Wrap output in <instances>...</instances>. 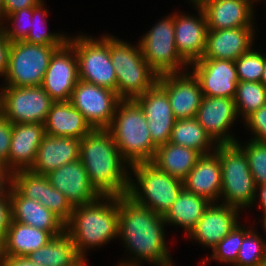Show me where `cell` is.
Wrapping results in <instances>:
<instances>
[{"instance_id": "56", "label": "cell", "mask_w": 266, "mask_h": 266, "mask_svg": "<svg viewBox=\"0 0 266 266\" xmlns=\"http://www.w3.org/2000/svg\"><path fill=\"white\" fill-rule=\"evenodd\" d=\"M255 3H256V5H258V2H259V4H260V1L261 0H253Z\"/></svg>"}, {"instance_id": "21", "label": "cell", "mask_w": 266, "mask_h": 266, "mask_svg": "<svg viewBox=\"0 0 266 266\" xmlns=\"http://www.w3.org/2000/svg\"><path fill=\"white\" fill-rule=\"evenodd\" d=\"M253 0H207L200 7L209 30L258 27Z\"/></svg>"}, {"instance_id": "18", "label": "cell", "mask_w": 266, "mask_h": 266, "mask_svg": "<svg viewBox=\"0 0 266 266\" xmlns=\"http://www.w3.org/2000/svg\"><path fill=\"white\" fill-rule=\"evenodd\" d=\"M157 84L167 93L175 119L195 118L203 94L199 81L189 70L159 75Z\"/></svg>"}, {"instance_id": "52", "label": "cell", "mask_w": 266, "mask_h": 266, "mask_svg": "<svg viewBox=\"0 0 266 266\" xmlns=\"http://www.w3.org/2000/svg\"><path fill=\"white\" fill-rule=\"evenodd\" d=\"M1 80V78H0ZM4 83H2V85H0V114H2V106H3V94H4Z\"/></svg>"}, {"instance_id": "23", "label": "cell", "mask_w": 266, "mask_h": 266, "mask_svg": "<svg viewBox=\"0 0 266 266\" xmlns=\"http://www.w3.org/2000/svg\"><path fill=\"white\" fill-rule=\"evenodd\" d=\"M44 136V124H12L8 170L12 173L19 170H30L35 162L38 147Z\"/></svg>"}, {"instance_id": "49", "label": "cell", "mask_w": 266, "mask_h": 266, "mask_svg": "<svg viewBox=\"0 0 266 266\" xmlns=\"http://www.w3.org/2000/svg\"><path fill=\"white\" fill-rule=\"evenodd\" d=\"M256 205L259 207L257 208ZM252 207L262 210L261 217L266 214V183L256 186L255 199Z\"/></svg>"}, {"instance_id": "44", "label": "cell", "mask_w": 266, "mask_h": 266, "mask_svg": "<svg viewBox=\"0 0 266 266\" xmlns=\"http://www.w3.org/2000/svg\"><path fill=\"white\" fill-rule=\"evenodd\" d=\"M12 220L10 199H0V243L4 240Z\"/></svg>"}, {"instance_id": "46", "label": "cell", "mask_w": 266, "mask_h": 266, "mask_svg": "<svg viewBox=\"0 0 266 266\" xmlns=\"http://www.w3.org/2000/svg\"><path fill=\"white\" fill-rule=\"evenodd\" d=\"M45 0H4L3 20L17 10L36 7Z\"/></svg>"}, {"instance_id": "50", "label": "cell", "mask_w": 266, "mask_h": 266, "mask_svg": "<svg viewBox=\"0 0 266 266\" xmlns=\"http://www.w3.org/2000/svg\"><path fill=\"white\" fill-rule=\"evenodd\" d=\"M261 83L266 87V52L264 51V70L261 78Z\"/></svg>"}, {"instance_id": "33", "label": "cell", "mask_w": 266, "mask_h": 266, "mask_svg": "<svg viewBox=\"0 0 266 266\" xmlns=\"http://www.w3.org/2000/svg\"><path fill=\"white\" fill-rule=\"evenodd\" d=\"M45 3L47 2L43 1L36 7H32L31 29L24 41L30 44L64 45L68 41V34L55 30L50 31L47 20L49 10Z\"/></svg>"}, {"instance_id": "30", "label": "cell", "mask_w": 266, "mask_h": 266, "mask_svg": "<svg viewBox=\"0 0 266 266\" xmlns=\"http://www.w3.org/2000/svg\"><path fill=\"white\" fill-rule=\"evenodd\" d=\"M201 156L195 149L168 142L157 147L151 163L159 170L183 181Z\"/></svg>"}, {"instance_id": "22", "label": "cell", "mask_w": 266, "mask_h": 266, "mask_svg": "<svg viewBox=\"0 0 266 266\" xmlns=\"http://www.w3.org/2000/svg\"><path fill=\"white\" fill-rule=\"evenodd\" d=\"M256 29L258 27L208 30L205 51L201 59L237 60L255 46L258 36Z\"/></svg>"}, {"instance_id": "34", "label": "cell", "mask_w": 266, "mask_h": 266, "mask_svg": "<svg viewBox=\"0 0 266 266\" xmlns=\"http://www.w3.org/2000/svg\"><path fill=\"white\" fill-rule=\"evenodd\" d=\"M246 224L240 223L237 225L226 237H224L210 253L209 257L203 258V265L211 261L220 262V264L233 266L236 263L241 243L244 236L255 226L254 223L251 226H245Z\"/></svg>"}, {"instance_id": "28", "label": "cell", "mask_w": 266, "mask_h": 266, "mask_svg": "<svg viewBox=\"0 0 266 266\" xmlns=\"http://www.w3.org/2000/svg\"><path fill=\"white\" fill-rule=\"evenodd\" d=\"M52 238L48 231L11 220L4 240L0 243V256L26 257Z\"/></svg>"}, {"instance_id": "20", "label": "cell", "mask_w": 266, "mask_h": 266, "mask_svg": "<svg viewBox=\"0 0 266 266\" xmlns=\"http://www.w3.org/2000/svg\"><path fill=\"white\" fill-rule=\"evenodd\" d=\"M135 100L148 120V129L153 144L159 147L168 143L176 119L167 93L156 83L144 94L137 96Z\"/></svg>"}, {"instance_id": "51", "label": "cell", "mask_w": 266, "mask_h": 266, "mask_svg": "<svg viewBox=\"0 0 266 266\" xmlns=\"http://www.w3.org/2000/svg\"><path fill=\"white\" fill-rule=\"evenodd\" d=\"M207 0H185L186 3L192 6H201Z\"/></svg>"}, {"instance_id": "45", "label": "cell", "mask_w": 266, "mask_h": 266, "mask_svg": "<svg viewBox=\"0 0 266 266\" xmlns=\"http://www.w3.org/2000/svg\"><path fill=\"white\" fill-rule=\"evenodd\" d=\"M11 42L0 27V78L3 79L8 69Z\"/></svg>"}, {"instance_id": "43", "label": "cell", "mask_w": 266, "mask_h": 266, "mask_svg": "<svg viewBox=\"0 0 266 266\" xmlns=\"http://www.w3.org/2000/svg\"><path fill=\"white\" fill-rule=\"evenodd\" d=\"M12 123L0 114V165L8 169V155L10 152Z\"/></svg>"}, {"instance_id": "24", "label": "cell", "mask_w": 266, "mask_h": 266, "mask_svg": "<svg viewBox=\"0 0 266 266\" xmlns=\"http://www.w3.org/2000/svg\"><path fill=\"white\" fill-rule=\"evenodd\" d=\"M9 198L13 221L48 231L53 237L65 232V223L40 202L25 198L13 186Z\"/></svg>"}, {"instance_id": "37", "label": "cell", "mask_w": 266, "mask_h": 266, "mask_svg": "<svg viewBox=\"0 0 266 266\" xmlns=\"http://www.w3.org/2000/svg\"><path fill=\"white\" fill-rule=\"evenodd\" d=\"M248 158L249 168L256 186L266 183V142H257L247 138L244 142H235Z\"/></svg>"}, {"instance_id": "26", "label": "cell", "mask_w": 266, "mask_h": 266, "mask_svg": "<svg viewBox=\"0 0 266 266\" xmlns=\"http://www.w3.org/2000/svg\"><path fill=\"white\" fill-rule=\"evenodd\" d=\"M80 142L81 139L75 137H54L45 134L30 170L46 175L67 163L79 160Z\"/></svg>"}, {"instance_id": "15", "label": "cell", "mask_w": 266, "mask_h": 266, "mask_svg": "<svg viewBox=\"0 0 266 266\" xmlns=\"http://www.w3.org/2000/svg\"><path fill=\"white\" fill-rule=\"evenodd\" d=\"M78 81V58L74 48L66 42L52 55L41 87L54 102L69 101Z\"/></svg>"}, {"instance_id": "42", "label": "cell", "mask_w": 266, "mask_h": 266, "mask_svg": "<svg viewBox=\"0 0 266 266\" xmlns=\"http://www.w3.org/2000/svg\"><path fill=\"white\" fill-rule=\"evenodd\" d=\"M250 135L251 140L266 142V105L252 112L241 123Z\"/></svg>"}, {"instance_id": "40", "label": "cell", "mask_w": 266, "mask_h": 266, "mask_svg": "<svg viewBox=\"0 0 266 266\" xmlns=\"http://www.w3.org/2000/svg\"><path fill=\"white\" fill-rule=\"evenodd\" d=\"M39 202L47 209L57 215L66 223L73 211V206L60 191L55 189L49 182L48 177L43 174V193Z\"/></svg>"}, {"instance_id": "13", "label": "cell", "mask_w": 266, "mask_h": 266, "mask_svg": "<svg viewBox=\"0 0 266 266\" xmlns=\"http://www.w3.org/2000/svg\"><path fill=\"white\" fill-rule=\"evenodd\" d=\"M195 119L216 144H233L238 140L231 131L234 123H239L234 99L203 96Z\"/></svg>"}, {"instance_id": "47", "label": "cell", "mask_w": 266, "mask_h": 266, "mask_svg": "<svg viewBox=\"0 0 266 266\" xmlns=\"http://www.w3.org/2000/svg\"><path fill=\"white\" fill-rule=\"evenodd\" d=\"M13 186V173L0 165V199H10L9 194Z\"/></svg>"}, {"instance_id": "48", "label": "cell", "mask_w": 266, "mask_h": 266, "mask_svg": "<svg viewBox=\"0 0 266 266\" xmlns=\"http://www.w3.org/2000/svg\"><path fill=\"white\" fill-rule=\"evenodd\" d=\"M0 266H39L33 263L28 256H0Z\"/></svg>"}, {"instance_id": "19", "label": "cell", "mask_w": 266, "mask_h": 266, "mask_svg": "<svg viewBox=\"0 0 266 266\" xmlns=\"http://www.w3.org/2000/svg\"><path fill=\"white\" fill-rule=\"evenodd\" d=\"M46 176L50 184L64 194L73 207L91 203L101 196L91 184L80 160L67 163Z\"/></svg>"}, {"instance_id": "17", "label": "cell", "mask_w": 266, "mask_h": 266, "mask_svg": "<svg viewBox=\"0 0 266 266\" xmlns=\"http://www.w3.org/2000/svg\"><path fill=\"white\" fill-rule=\"evenodd\" d=\"M192 8L197 14L174 10L176 49L189 65L203 57L209 30L203 9L200 6Z\"/></svg>"}, {"instance_id": "41", "label": "cell", "mask_w": 266, "mask_h": 266, "mask_svg": "<svg viewBox=\"0 0 266 266\" xmlns=\"http://www.w3.org/2000/svg\"><path fill=\"white\" fill-rule=\"evenodd\" d=\"M13 187L25 198L38 201L43 193V174L31 170L13 173Z\"/></svg>"}, {"instance_id": "12", "label": "cell", "mask_w": 266, "mask_h": 266, "mask_svg": "<svg viewBox=\"0 0 266 266\" xmlns=\"http://www.w3.org/2000/svg\"><path fill=\"white\" fill-rule=\"evenodd\" d=\"M119 100L115 91L79 79L69 101L93 129H107Z\"/></svg>"}, {"instance_id": "54", "label": "cell", "mask_w": 266, "mask_h": 266, "mask_svg": "<svg viewBox=\"0 0 266 266\" xmlns=\"http://www.w3.org/2000/svg\"><path fill=\"white\" fill-rule=\"evenodd\" d=\"M4 0H0V23L3 21Z\"/></svg>"}, {"instance_id": "32", "label": "cell", "mask_w": 266, "mask_h": 266, "mask_svg": "<svg viewBox=\"0 0 266 266\" xmlns=\"http://www.w3.org/2000/svg\"><path fill=\"white\" fill-rule=\"evenodd\" d=\"M169 142L195 149L201 155L213 153L217 146L195 118L176 119Z\"/></svg>"}, {"instance_id": "14", "label": "cell", "mask_w": 266, "mask_h": 266, "mask_svg": "<svg viewBox=\"0 0 266 266\" xmlns=\"http://www.w3.org/2000/svg\"><path fill=\"white\" fill-rule=\"evenodd\" d=\"M241 210L221 202H211L195 227L186 236L187 241L212 250L240 224ZM197 242V243H196Z\"/></svg>"}, {"instance_id": "39", "label": "cell", "mask_w": 266, "mask_h": 266, "mask_svg": "<svg viewBox=\"0 0 266 266\" xmlns=\"http://www.w3.org/2000/svg\"><path fill=\"white\" fill-rule=\"evenodd\" d=\"M32 7L24 8L9 14L1 23L10 42L24 41L31 29Z\"/></svg>"}, {"instance_id": "3", "label": "cell", "mask_w": 266, "mask_h": 266, "mask_svg": "<svg viewBox=\"0 0 266 266\" xmlns=\"http://www.w3.org/2000/svg\"><path fill=\"white\" fill-rule=\"evenodd\" d=\"M118 227L119 196L101 195L73 208L65 232L74 241L77 253L87 261L88 251L99 250L118 238Z\"/></svg>"}, {"instance_id": "35", "label": "cell", "mask_w": 266, "mask_h": 266, "mask_svg": "<svg viewBox=\"0 0 266 266\" xmlns=\"http://www.w3.org/2000/svg\"><path fill=\"white\" fill-rule=\"evenodd\" d=\"M233 99L241 123L252 112L266 105V87L261 82L239 81Z\"/></svg>"}, {"instance_id": "36", "label": "cell", "mask_w": 266, "mask_h": 266, "mask_svg": "<svg viewBox=\"0 0 266 266\" xmlns=\"http://www.w3.org/2000/svg\"><path fill=\"white\" fill-rule=\"evenodd\" d=\"M256 227L255 223V226L244 236L233 266H266V237H263V234L261 236Z\"/></svg>"}, {"instance_id": "5", "label": "cell", "mask_w": 266, "mask_h": 266, "mask_svg": "<svg viewBox=\"0 0 266 266\" xmlns=\"http://www.w3.org/2000/svg\"><path fill=\"white\" fill-rule=\"evenodd\" d=\"M110 34V58L117 77L116 94L120 99H135L151 89L158 74L145 61L139 43L124 41Z\"/></svg>"}, {"instance_id": "10", "label": "cell", "mask_w": 266, "mask_h": 266, "mask_svg": "<svg viewBox=\"0 0 266 266\" xmlns=\"http://www.w3.org/2000/svg\"><path fill=\"white\" fill-rule=\"evenodd\" d=\"M62 46L12 42L8 69L2 82L14 87L41 86L52 55Z\"/></svg>"}, {"instance_id": "29", "label": "cell", "mask_w": 266, "mask_h": 266, "mask_svg": "<svg viewBox=\"0 0 266 266\" xmlns=\"http://www.w3.org/2000/svg\"><path fill=\"white\" fill-rule=\"evenodd\" d=\"M210 204L211 202L205 197L183 188L163 218L168 227L183 229L186 237Z\"/></svg>"}, {"instance_id": "38", "label": "cell", "mask_w": 266, "mask_h": 266, "mask_svg": "<svg viewBox=\"0 0 266 266\" xmlns=\"http://www.w3.org/2000/svg\"><path fill=\"white\" fill-rule=\"evenodd\" d=\"M256 46L252 47L247 53L242 54L235 65L239 81L261 82L264 70V53L259 51Z\"/></svg>"}, {"instance_id": "1", "label": "cell", "mask_w": 266, "mask_h": 266, "mask_svg": "<svg viewBox=\"0 0 266 266\" xmlns=\"http://www.w3.org/2000/svg\"><path fill=\"white\" fill-rule=\"evenodd\" d=\"M167 226L162 215L138 204L128 194L120 195L118 240L126 255L118 264L175 266L167 246Z\"/></svg>"}, {"instance_id": "57", "label": "cell", "mask_w": 266, "mask_h": 266, "mask_svg": "<svg viewBox=\"0 0 266 266\" xmlns=\"http://www.w3.org/2000/svg\"><path fill=\"white\" fill-rule=\"evenodd\" d=\"M260 2H264V4H265V7H266V0H261Z\"/></svg>"}, {"instance_id": "6", "label": "cell", "mask_w": 266, "mask_h": 266, "mask_svg": "<svg viewBox=\"0 0 266 266\" xmlns=\"http://www.w3.org/2000/svg\"><path fill=\"white\" fill-rule=\"evenodd\" d=\"M183 189V181L151 162L130 165L128 195L138 204L164 216Z\"/></svg>"}, {"instance_id": "16", "label": "cell", "mask_w": 266, "mask_h": 266, "mask_svg": "<svg viewBox=\"0 0 266 266\" xmlns=\"http://www.w3.org/2000/svg\"><path fill=\"white\" fill-rule=\"evenodd\" d=\"M189 71L199 81L203 96L234 98L239 83L234 61L199 59L189 65Z\"/></svg>"}, {"instance_id": "9", "label": "cell", "mask_w": 266, "mask_h": 266, "mask_svg": "<svg viewBox=\"0 0 266 266\" xmlns=\"http://www.w3.org/2000/svg\"><path fill=\"white\" fill-rule=\"evenodd\" d=\"M138 43L145 61L158 76L189 70V64L176 49L174 12L157 20L143 36H140Z\"/></svg>"}, {"instance_id": "55", "label": "cell", "mask_w": 266, "mask_h": 266, "mask_svg": "<svg viewBox=\"0 0 266 266\" xmlns=\"http://www.w3.org/2000/svg\"><path fill=\"white\" fill-rule=\"evenodd\" d=\"M88 261H90V260H84L79 266H89V263H88Z\"/></svg>"}, {"instance_id": "53", "label": "cell", "mask_w": 266, "mask_h": 266, "mask_svg": "<svg viewBox=\"0 0 266 266\" xmlns=\"http://www.w3.org/2000/svg\"><path fill=\"white\" fill-rule=\"evenodd\" d=\"M258 222L260 223L261 222V228L263 229V231H264V236H266V214L265 215H263L262 217H261V220L259 221L258 220Z\"/></svg>"}, {"instance_id": "11", "label": "cell", "mask_w": 266, "mask_h": 266, "mask_svg": "<svg viewBox=\"0 0 266 266\" xmlns=\"http://www.w3.org/2000/svg\"><path fill=\"white\" fill-rule=\"evenodd\" d=\"M53 102L41 86H5L2 114L12 124H44Z\"/></svg>"}, {"instance_id": "7", "label": "cell", "mask_w": 266, "mask_h": 266, "mask_svg": "<svg viewBox=\"0 0 266 266\" xmlns=\"http://www.w3.org/2000/svg\"><path fill=\"white\" fill-rule=\"evenodd\" d=\"M221 162L222 189L220 202L242 212L253 209L256 184L251 174L248 158L236 144H217L214 151Z\"/></svg>"}, {"instance_id": "31", "label": "cell", "mask_w": 266, "mask_h": 266, "mask_svg": "<svg viewBox=\"0 0 266 266\" xmlns=\"http://www.w3.org/2000/svg\"><path fill=\"white\" fill-rule=\"evenodd\" d=\"M39 266H79L84 259L77 253L71 237L64 232L28 255Z\"/></svg>"}, {"instance_id": "27", "label": "cell", "mask_w": 266, "mask_h": 266, "mask_svg": "<svg viewBox=\"0 0 266 266\" xmlns=\"http://www.w3.org/2000/svg\"><path fill=\"white\" fill-rule=\"evenodd\" d=\"M45 134L84 138L93 128L70 101L53 102L44 123Z\"/></svg>"}, {"instance_id": "8", "label": "cell", "mask_w": 266, "mask_h": 266, "mask_svg": "<svg viewBox=\"0 0 266 266\" xmlns=\"http://www.w3.org/2000/svg\"><path fill=\"white\" fill-rule=\"evenodd\" d=\"M80 33L69 35L67 41L78 58L79 79L116 92L117 77L110 58V34L104 32L95 38Z\"/></svg>"}, {"instance_id": "25", "label": "cell", "mask_w": 266, "mask_h": 266, "mask_svg": "<svg viewBox=\"0 0 266 266\" xmlns=\"http://www.w3.org/2000/svg\"><path fill=\"white\" fill-rule=\"evenodd\" d=\"M183 188L210 202H220L222 178L219 156L215 152L202 155L183 180Z\"/></svg>"}, {"instance_id": "2", "label": "cell", "mask_w": 266, "mask_h": 266, "mask_svg": "<svg viewBox=\"0 0 266 266\" xmlns=\"http://www.w3.org/2000/svg\"><path fill=\"white\" fill-rule=\"evenodd\" d=\"M79 160L101 195L128 193L130 165L123 159L108 129H92L81 139Z\"/></svg>"}, {"instance_id": "4", "label": "cell", "mask_w": 266, "mask_h": 266, "mask_svg": "<svg viewBox=\"0 0 266 266\" xmlns=\"http://www.w3.org/2000/svg\"><path fill=\"white\" fill-rule=\"evenodd\" d=\"M107 129L129 165L152 162L157 147L153 144L148 120L135 99L119 100Z\"/></svg>"}]
</instances>
